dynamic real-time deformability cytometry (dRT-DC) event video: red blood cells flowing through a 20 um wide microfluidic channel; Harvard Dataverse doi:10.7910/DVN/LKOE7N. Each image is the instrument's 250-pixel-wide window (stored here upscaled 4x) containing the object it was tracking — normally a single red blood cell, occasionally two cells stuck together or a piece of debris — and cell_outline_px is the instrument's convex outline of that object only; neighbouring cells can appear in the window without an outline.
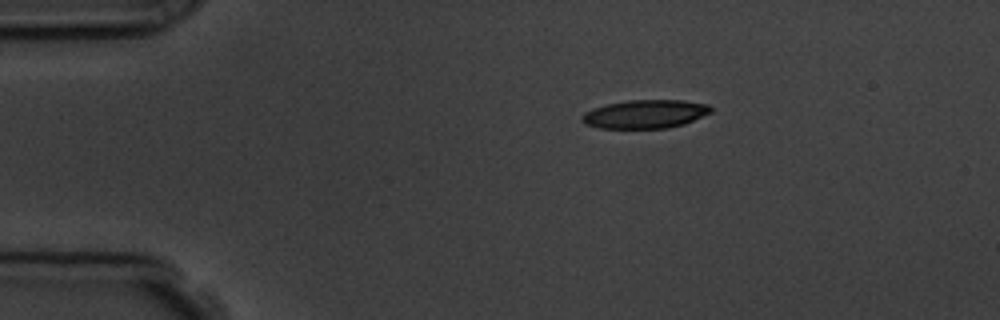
{"species": "common noctule bat (a hibernating species)", "species_latin": "Nyctalus noctula", "temperature_condition": "room temperature", "stored_images_in_passage": 13, "camera_frame_rate_fps": 3000, "um_per_image_px": 0.085, "animal": {"sex": "male", "body_mass_g": 19.5, "forearm_length_mm": 54.6}, "frame": {"image": 1, "passage_image": 1, "time_ms": 0.0, "image_size_px": [1000, 320], "cell_outline_px": [[712, 112], [684, 124], [668, 128], [600, 128], [584, 124], [580, 120], [580, 116], [584, 112], [592, 108], [608, 104], [628, 100], [680, 100], [708, 104], [712, 108]], "centroid_in_image_um": [54.81, 9.7], "position_along_channel_um": 30.2, "area_um2": 21.5}}
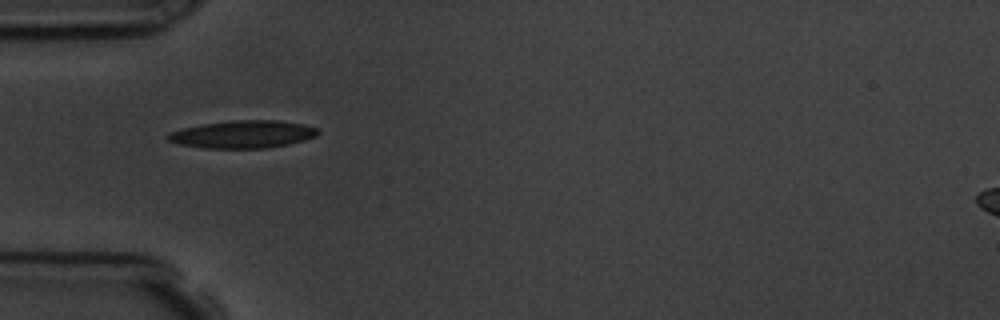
{"frame": {"image": 2, "passage_image": 3, "time_ms": 2.333, "image_size_px": [1000, 320], "cell_outline_px": [[320, 132], [316, 136], [304, 140], [288, 144], [268, 148], [204, 148], [180, 144], [168, 140], [164, 136], [168, 132], [184, 128], [204, 124], [232, 120], [276, 120], [304, 124], [316, 128]], "centroid_in_image_um": [20.64, 11.41], "position_along_channel_um": 64.4, "area_um2": 24.1}}
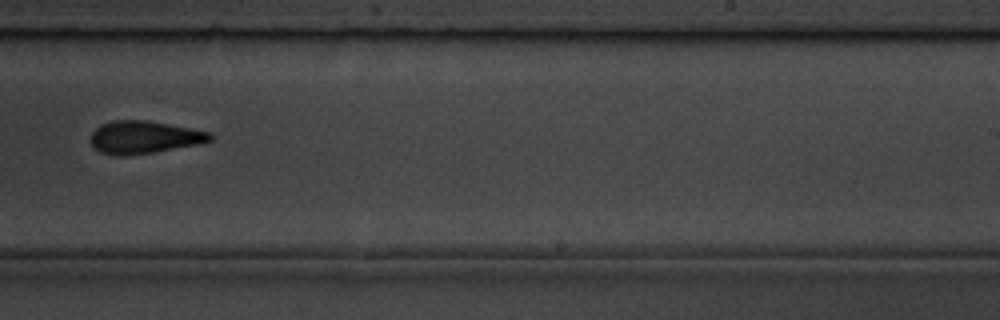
{"frame": {"image": 3, "passage_image": 8, "time_ms": 8.0, "image_size_px": [1000, 320], "cell_outline_px": [[212, 140], [196, 144], [156, 152], [124, 156], [116, 156], [100, 152], [88, 140], [92, 132], [100, 124], [112, 120], [148, 120], [212, 132]], "centroid_in_image_um": [12.21, 11.66], "position_along_channel_um": 276.8, "area_um2": 22.89}, "authors_computed_cell_mechanics": {"area_um2": 22.6576, "velocity_mm_per_s": 3.763, "shape_relaxation_time_tau1_ms": 4.9696, "shape_relaxation_time_tau2_ms": null, "deformation_change_tau1": 0.1463, "deformation_change_tau2": null}}